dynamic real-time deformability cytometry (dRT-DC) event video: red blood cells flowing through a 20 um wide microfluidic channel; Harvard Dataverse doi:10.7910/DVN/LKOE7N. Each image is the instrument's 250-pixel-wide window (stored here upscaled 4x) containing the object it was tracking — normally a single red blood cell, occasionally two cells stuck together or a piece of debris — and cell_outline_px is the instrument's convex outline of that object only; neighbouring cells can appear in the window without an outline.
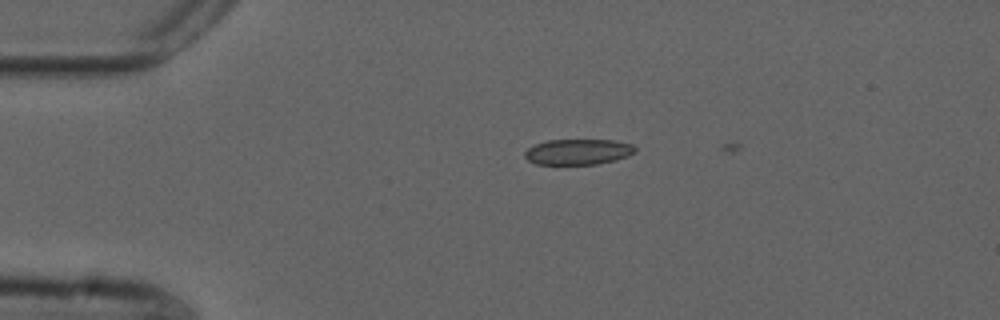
{"species": "common noctule bat (a hibernating species)", "species_latin": "Nyctalus noctula", "temperature_condition": "cold", "stored_images_in_passage": 8, "camera_frame_rate_fps": 3000, "um_per_image_px": 0.085, "animal": {"sex": "male", "forearm_length_mm": 52.5}, "frame": {"image": 1, "passage_image": 7, "time_ms": 2.0, "image_size_px": [1000, 320], "cell_outline_px": [[636, 152], [628, 156], [616, 160], [596, 164], [536, 164], [528, 160], [524, 156], [524, 152], [528, 148], [536, 144], [548, 140], [616, 140], [632, 144], [636, 148]], "centroid_in_image_um": [49.16, 12.9], "position_along_channel_um": 35.8, "area_um2": 16.53}}